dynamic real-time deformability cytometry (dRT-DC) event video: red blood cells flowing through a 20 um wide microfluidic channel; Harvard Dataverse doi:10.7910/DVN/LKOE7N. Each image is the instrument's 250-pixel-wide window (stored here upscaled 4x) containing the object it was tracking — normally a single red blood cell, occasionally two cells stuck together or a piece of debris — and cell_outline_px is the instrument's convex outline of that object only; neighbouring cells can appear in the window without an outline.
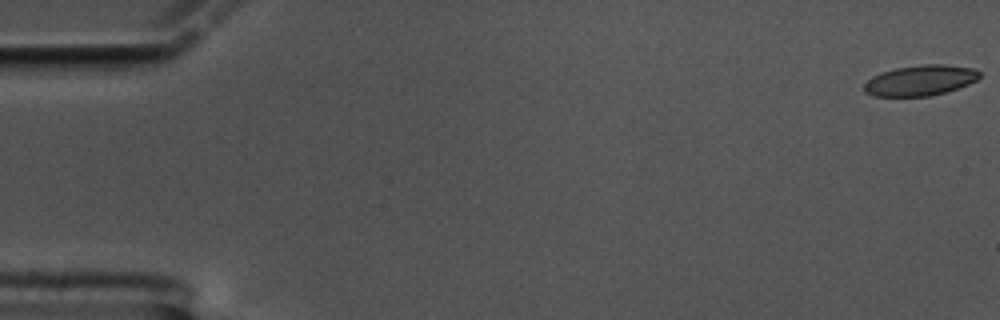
{"species": "common noctule bat (a hibernating species)", "species_latin": "Nyctalus noctula", "temperature_condition": "cold", "stored_images_in_passage": 60, "segment_of_instrument_passage": [1, 2], "camera_frame_rate_fps": 3000, "um_per_image_px": 0.085, "animal": {"sex": "male", "body_mass_g": 17.5, "forearm_length_mm": 52.3}, "frame": {"image": 1, "passage_image": 1, "time_ms": 0.0, "image_size_px": [1000, 320], "cell_outline_px": [[980, 76], [976, 80], [968, 84], [932, 96], [872, 96], [864, 92], [864, 84], [872, 76], [880, 72], [896, 68], [920, 64], [944, 64], [972, 68], [980, 72]], "centroid_in_image_um": [78.19, 6.83], "position_along_channel_um": 6.8, "area_um2": 20.52}}
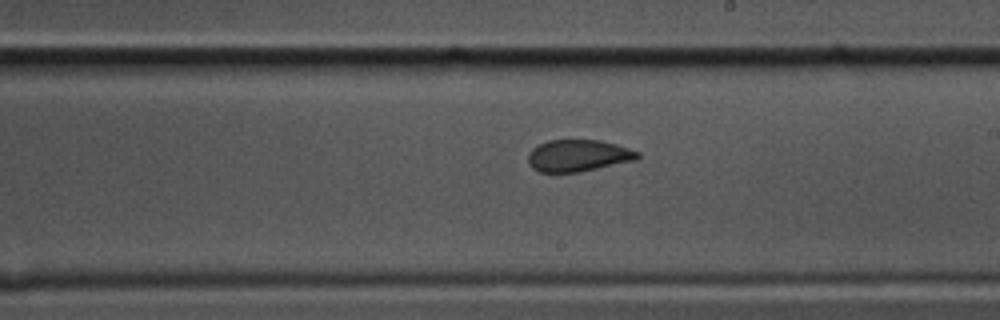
{"frame": {"image": 2, "passage_image": 35, "time_ms": 11.333, "image_size_px": [1000, 320], "cell_outline_px": [[640, 156], [636, 160], [580, 172], [540, 172], [532, 168], [528, 164], [528, 152], [532, 148], [548, 140], [600, 140], [616, 144], [640, 152]], "centroid_in_image_um": [49.14, 13.23], "position_along_channel_um": 239.9, "area_um2": 20.4}}
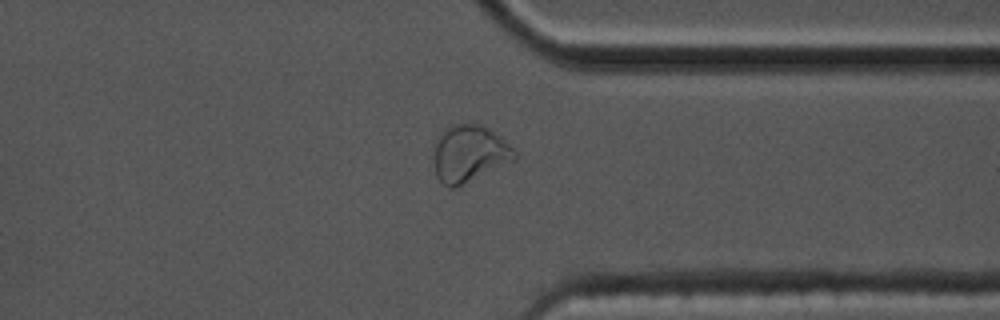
{"frame": {"image": 3, "passage_image": 47, "time_ms": 15.333, "image_size_px": [1000, 320], "cell_outline_px": [[516, 156], [512, 160], [456, 188], [448, 188], [436, 176], [432, 160], [432, 152], [436, 136], [444, 128], [452, 124], [468, 120], [480, 124], [488, 128], [500, 136], [516, 152]], "centroid_in_image_um": [39.79, 13.0], "position_along_channel_um": 371.6, "area_um2": 27.34}}